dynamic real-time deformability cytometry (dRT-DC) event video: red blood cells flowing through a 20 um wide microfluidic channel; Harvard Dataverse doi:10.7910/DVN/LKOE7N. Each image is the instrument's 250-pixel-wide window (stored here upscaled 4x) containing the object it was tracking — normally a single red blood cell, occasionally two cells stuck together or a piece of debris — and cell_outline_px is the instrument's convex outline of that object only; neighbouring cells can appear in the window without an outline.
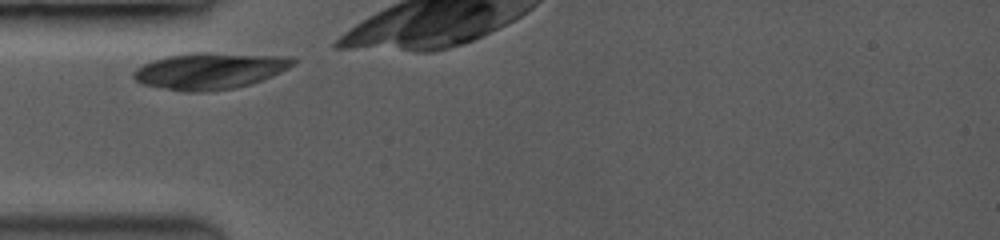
{"species": "common noctule bat (a hibernating species)", "species_latin": "Nyctalus noctula", "temperature_condition": "room temperature", "stored_images_in_passage": 4, "camera_frame_rate_fps": 3500, "um_per_image_px": 0.085, "animal": {"sex": "female", "body_mass_g": 19.0, "forearm_length_mm": 53.3}, "frame": {"image": 1, "passage_image": 1, "time_ms": 0.0, "image_size_px": [1000, 240], "cell_outline_px": [[296, 60], [288, 68], [272, 76], [248, 84], [232, 88], [196, 92], [192, 92], [144, 84], [136, 80], [132, 76], [132, 72], [136, 68], [152, 60], [168, 56], [192, 52], [208, 52], [288, 56]], "centroid_in_image_um": [17.83, 5.99], "position_along_channel_um": 67.2, "area_um2": 33.35}}